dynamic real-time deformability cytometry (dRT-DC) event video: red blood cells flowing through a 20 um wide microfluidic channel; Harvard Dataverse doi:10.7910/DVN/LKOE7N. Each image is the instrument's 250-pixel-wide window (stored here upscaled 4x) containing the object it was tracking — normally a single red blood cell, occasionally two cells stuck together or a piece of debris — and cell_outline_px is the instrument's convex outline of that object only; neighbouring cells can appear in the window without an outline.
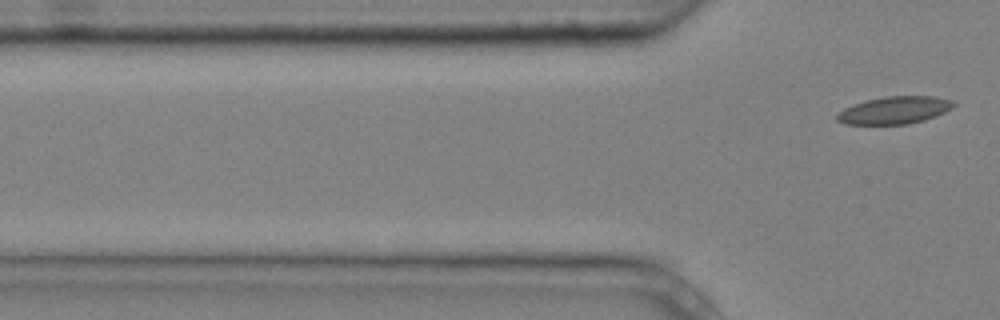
{"species": "common noctule bat (a hibernating species)", "species_latin": "Nyctalus noctula", "temperature_condition": "cold", "stored_images_in_passage": 8, "camera_frame_rate_fps": 3000, "um_per_image_px": 0.085, "animal": {"sex": "male", "body_mass_g": 20.4}, "frame": {"image": 1, "passage_image": 8, "time_ms": 2.333, "image_size_px": [1000, 320], "cell_outline_px": [[956, 104], [952, 108], [936, 116], [924, 120], [908, 124], [844, 124], [836, 120], [836, 112], [844, 108], [864, 100], [884, 96], [932, 96], [952, 100]], "centroid_in_image_um": [76.0, 9.36], "position_along_channel_um": 49.8, "area_um2": 18.79}}